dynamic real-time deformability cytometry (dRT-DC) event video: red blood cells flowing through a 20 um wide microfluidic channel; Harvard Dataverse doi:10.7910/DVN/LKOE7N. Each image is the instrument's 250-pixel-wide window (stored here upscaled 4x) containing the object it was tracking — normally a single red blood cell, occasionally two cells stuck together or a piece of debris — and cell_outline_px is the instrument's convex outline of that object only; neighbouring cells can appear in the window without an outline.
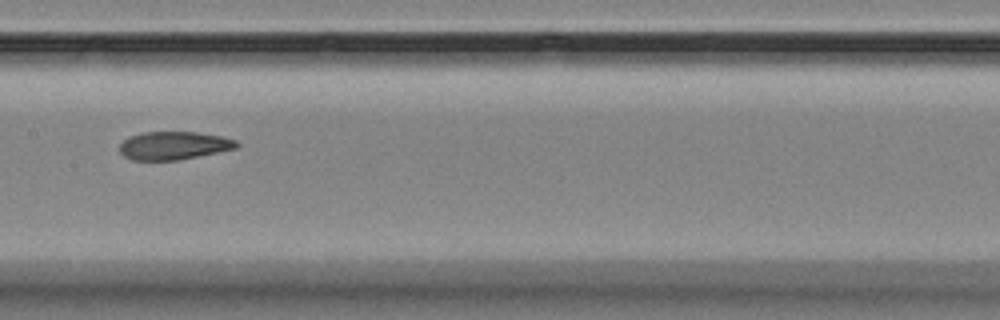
{"species": "Egyptian fruit bat (a non-hibernating species)", "species_latin": "Rousettus aegyptiacus", "temperature_condition": "room temperature", "stored_images_in_passage": 16, "camera_frame_rate_fps": 3000, "um_per_image_px": 0.085, "animal": {"sex": "female"}, "frame": {"image": 1, "passage_image": 9, "time_ms": 9.0, "image_size_px": [1000, 320], "cell_outline_px": [[240, 144], [236, 148], [176, 160], [132, 160], [124, 156], [120, 152], [120, 144], [128, 136], [144, 132], [196, 132], [220, 136], [236, 140]], "centroid_in_image_um": [14.74, 12.36], "position_along_channel_um": 192.7, "area_um2": 18.96}}
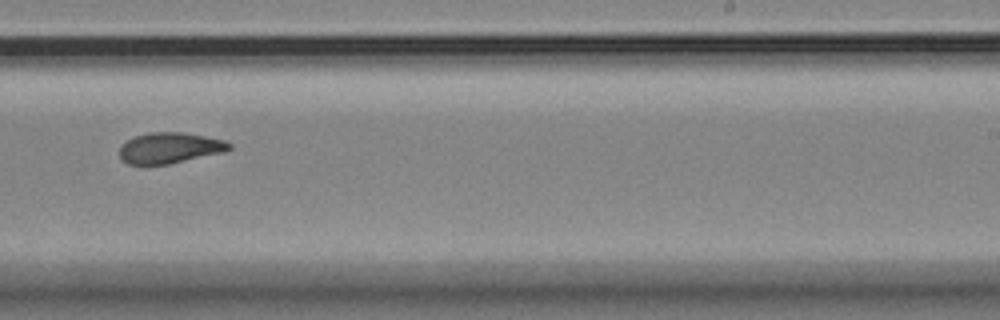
{"frame": {"image": 2, "passage_image": 11, "time_ms": 11.333, "image_size_px": [1000, 320], "cell_outline_px": [[232, 148], [228, 152], [168, 164], [128, 164], [120, 160], [120, 144], [132, 136], [148, 132], [180, 132], [204, 136], [224, 140], [232, 144]], "centroid_in_image_um": [14.43, 12.57], "position_along_channel_um": 274.6, "area_um2": 20.06}}
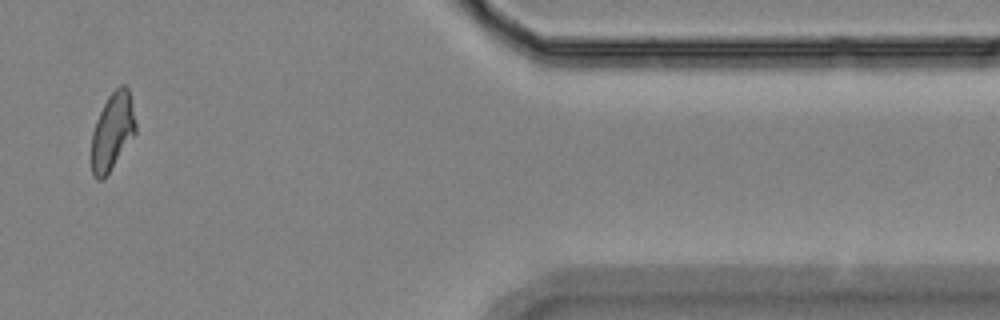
{"frame": {"image": 3, "passage_image": 15, "time_ms": 16.0, "image_size_px": [1000, 320], "cell_outline_px": [[136, 132], [104, 180], [96, 180], [92, 176], [92, 132], [96, 120], [108, 96], [120, 84], [124, 84], [128, 88], [132, 100], [136, 124]], "centroid_in_image_um": [9.56, 11.18], "position_along_channel_um": 401.8, "area_um2": 19.94}, "authors_computed_cell_mechanics": {"area_um2": 20.0566, "velocity_mm_per_s": 3.5448, "shape_relaxation_time_tau1_ms": 10.168, "shape_relaxation_time_tau2_ms": 2.4454, "deformation_change_tau1": 0.2061, "deformation_change_tau2": 0.0971}}